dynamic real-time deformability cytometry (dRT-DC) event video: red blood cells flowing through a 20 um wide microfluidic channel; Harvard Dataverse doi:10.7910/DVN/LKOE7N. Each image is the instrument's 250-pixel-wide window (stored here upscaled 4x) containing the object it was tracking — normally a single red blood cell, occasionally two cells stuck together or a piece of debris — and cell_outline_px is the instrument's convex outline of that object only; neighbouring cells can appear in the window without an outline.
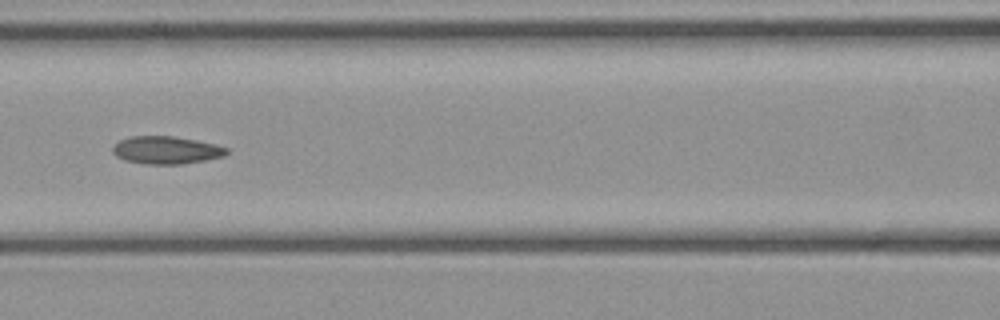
{"species": "common noctule bat (a hibernating species)", "species_latin": "Nyctalus noctula", "temperature_condition": "cold", "stored_images_in_passage": 13, "camera_frame_rate_fps": 3000, "um_per_image_px": 0.085, "animal": {"sex": "female", "body_mass_g": 21.9}, "frame": {"image": 1, "passage_image": 8, "time_ms": 2.333, "image_size_px": [1000, 320], "cell_outline_px": [[228, 152], [224, 156], [204, 160], [180, 164], [144, 164], [124, 160], [116, 156], [112, 152], [112, 148], [120, 140], [132, 136], [172, 136], [196, 140], [216, 144], [228, 148]], "centroid_in_image_um": [14.13, 12.76], "position_along_channel_um": 152.5, "area_um2": 18.32}}
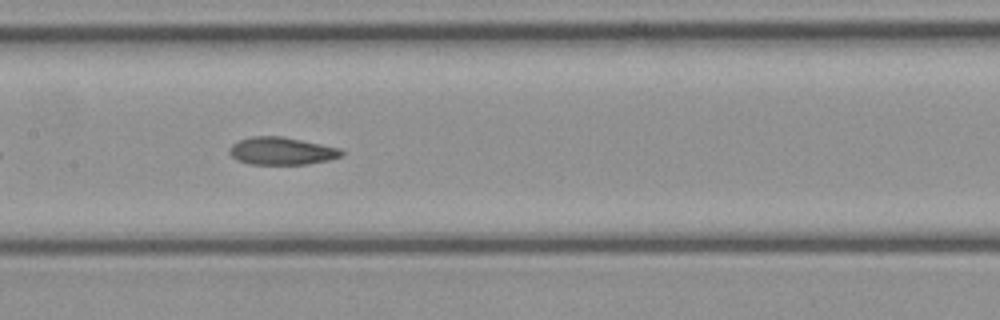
{"frame": {"image": 2, "passage_image": 10, "time_ms": 3.0, "image_size_px": [1000, 320], "cell_outline_px": [[344, 156], [328, 160], [308, 164], [248, 164], [236, 160], [228, 152], [228, 148], [236, 140], [252, 136], [280, 136], [340, 148], [344, 152]], "centroid_in_image_um": [23.9, 12.84], "position_along_channel_um": 183.5, "area_um2": 18.15}}